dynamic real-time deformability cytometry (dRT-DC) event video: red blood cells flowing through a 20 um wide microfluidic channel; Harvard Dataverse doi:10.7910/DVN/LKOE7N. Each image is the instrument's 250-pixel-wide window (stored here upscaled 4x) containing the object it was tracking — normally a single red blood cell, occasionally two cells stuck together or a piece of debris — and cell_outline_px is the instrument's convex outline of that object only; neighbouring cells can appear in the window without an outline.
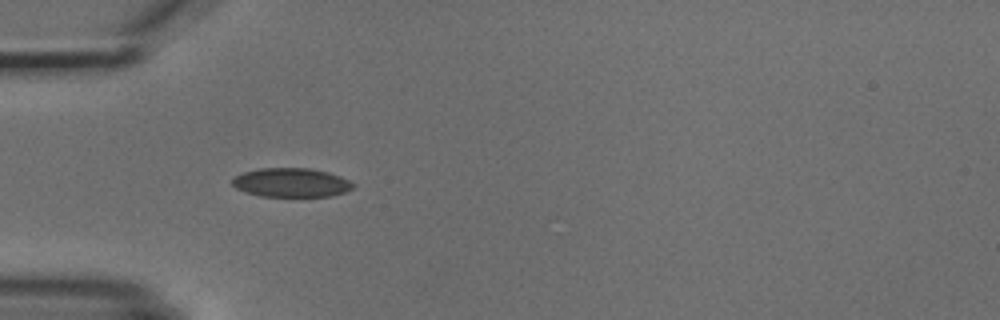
{"species": "common noctule bat (a hibernating species)", "species_latin": "Nyctalus noctula", "temperature_condition": "cold", "stored_images_in_passage": 4, "camera_frame_rate_fps": 3000, "um_per_image_px": 0.085, "animal": {"sex": "male", "body_mass_g": 18.8}, "frame": {"image": 1, "passage_image": 3, "time_ms": 3.333, "image_size_px": [1000, 320], "cell_outline_px": [[356, 184], [352, 188], [344, 192], [332, 196], [260, 196], [244, 192], [236, 188], [232, 184], [232, 180], [236, 176], [244, 172], [260, 168], [308, 168], [328, 172], [340, 176]], "centroid_in_image_um": [24.75, 15.52], "position_along_channel_um": 60.2, "area_um2": 20.35}}
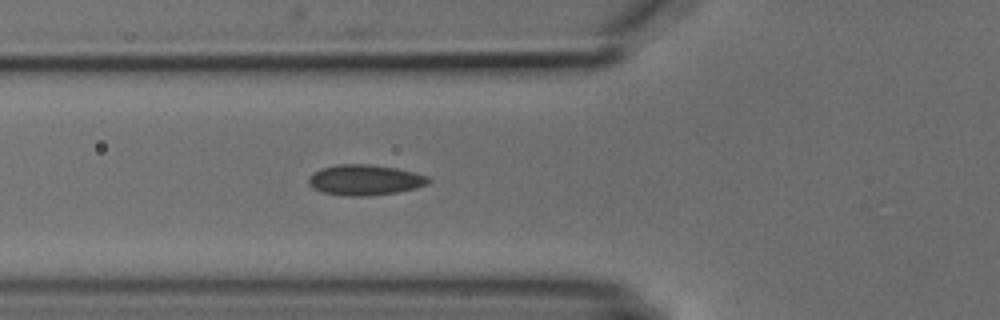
{"frame": {"image": 2, "passage_image": 4, "time_ms": 4.333, "image_size_px": [1000, 320], "cell_outline_px": [[432, 180], [428, 184], [416, 188], [396, 192], [368, 196], [344, 196], [324, 192], [312, 188], [308, 184], [308, 176], [312, 172], [320, 168], [340, 164], [368, 164], [396, 168], [428, 176]], "centroid_in_image_um": [30.98, 15.29], "position_along_channel_um": 94.8, "area_um2": 21.44}}